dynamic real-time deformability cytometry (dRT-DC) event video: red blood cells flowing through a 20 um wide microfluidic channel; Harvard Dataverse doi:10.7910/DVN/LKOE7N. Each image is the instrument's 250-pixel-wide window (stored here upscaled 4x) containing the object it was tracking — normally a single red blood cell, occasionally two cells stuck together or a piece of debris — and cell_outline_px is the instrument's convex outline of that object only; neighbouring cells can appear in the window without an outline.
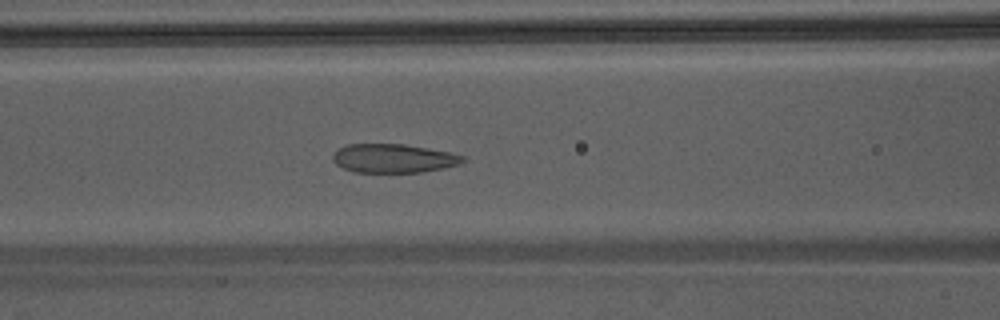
{"species": "Egyptian fruit bat (a non-hibernating species)", "species_latin": "Rousettus aegyptiacus", "temperature_condition": "warm", "stored_images_in_passage": 49, "camera_frame_rate_fps": 3000, "um_per_image_px": 0.085, "animal": {"sex": "male"}, "frame": {"image": 1, "passage_image": 23, "time_ms": 7.333, "image_size_px": [1000, 320], "cell_outline_px": [[468, 160], [460, 164], [444, 168], [420, 172], [352, 172], [336, 164], [332, 160], [332, 156], [340, 148], [348, 144], [404, 144], [452, 152], [468, 156]], "centroid_in_image_um": [33.52, 13.46], "position_along_channel_um": 133.1, "area_um2": 22.02}}
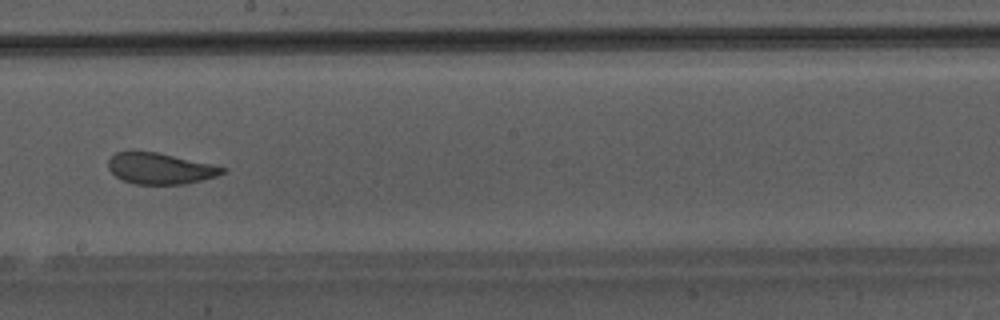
{"frame": {"image": 2, "passage_image": 30, "time_ms": 9.667, "image_size_px": [1000, 320], "cell_outline_px": [[228, 172], [216, 176], [184, 184], [136, 184], [124, 180], [116, 176], [108, 168], [108, 160], [116, 152], [156, 152], [212, 164], [228, 168]], "centroid_in_image_um": [13.65, 14.33], "position_along_channel_um": 234.6, "area_um2": 20.46}}
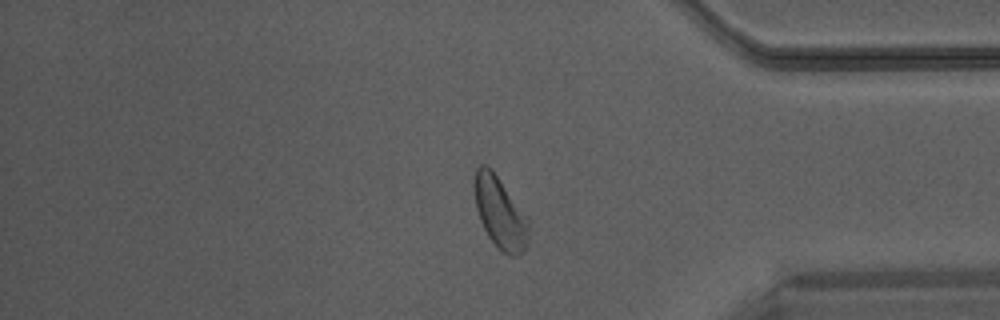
{"frame": {"image": 3, "passage_image": 42, "time_ms": 13.667, "image_size_px": [1000, 320], "cell_outline_px": [[528, 244], [524, 252], [516, 256], [512, 256], [504, 252], [488, 236], [480, 220], [476, 208], [472, 188], [472, 180], [476, 168], [480, 164], [484, 164], [492, 168], [528, 216]], "centroid_in_image_um": [42.48, 18.01], "position_along_channel_um": 392.7, "area_um2": 23.12}}